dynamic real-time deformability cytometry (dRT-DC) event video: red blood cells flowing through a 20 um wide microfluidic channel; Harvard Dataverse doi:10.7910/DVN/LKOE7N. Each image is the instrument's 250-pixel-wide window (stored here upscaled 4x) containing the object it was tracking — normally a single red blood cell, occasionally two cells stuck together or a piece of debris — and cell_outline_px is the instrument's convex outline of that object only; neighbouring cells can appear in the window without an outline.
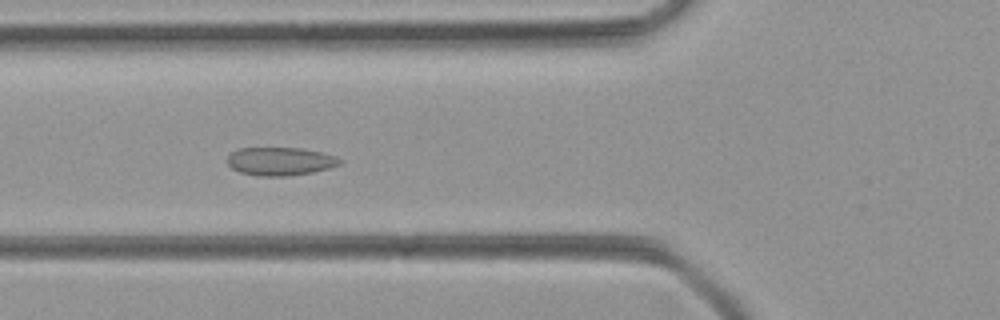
{"species": "common noctule bat (a hibernating species)", "species_latin": "Nyctalus noctula", "temperature_condition": "room temperature", "stored_images_in_passage": 37, "camera_frame_rate_fps": 3000, "um_per_image_px": 0.085, "animal": {"sex": "female", "body_mass_g": 21.9}, "frame": {"image": 1, "passage_image": 6, "time_ms": 1.667, "image_size_px": [1000, 320], "cell_outline_px": [[340, 164], [328, 168], [312, 172], [288, 176], [256, 176], [240, 172], [232, 168], [228, 164], [228, 156], [232, 152], [240, 148], [300, 148], [324, 152], [336, 156], [340, 160]], "centroid_in_image_um": [23.81, 13.71], "position_along_channel_um": 102.0, "area_um2": 18.44}}
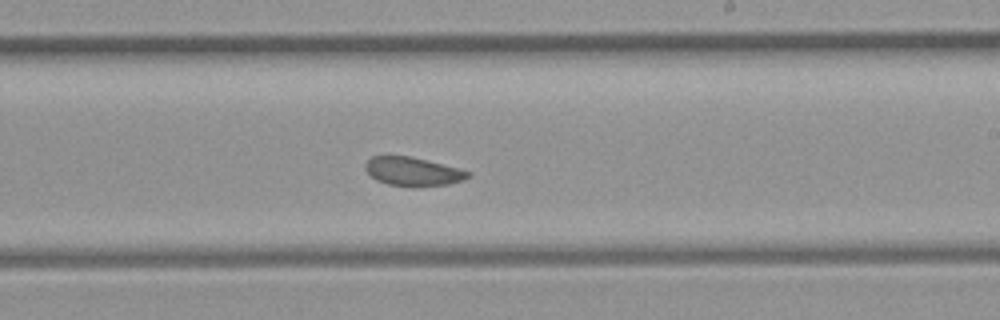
{"frame": {"image": 2, "passage_image": 17, "time_ms": 5.333, "image_size_px": [1000, 320], "cell_outline_px": [[472, 176], [464, 180], [448, 184], [412, 188], [388, 184], [376, 180], [364, 168], [364, 164], [372, 156], [388, 152], [412, 156], [472, 172]], "centroid_in_image_um": [35.05, 14.55], "position_along_channel_um": 253.9, "area_um2": 17.98}}
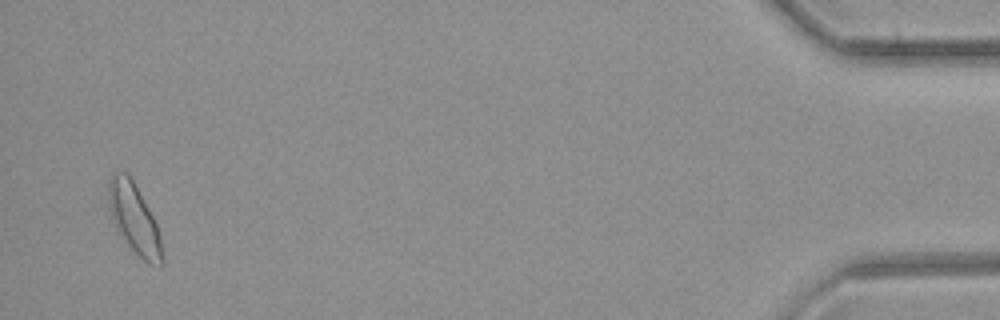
{"frame": {"image": 3, "passage_image": 36, "time_ms": 11.667, "image_size_px": [1000, 320], "cell_outline_px": [[164, 264], [160, 268], [148, 264], [128, 244], [116, 228], [112, 216], [108, 200], [108, 184], [112, 172], [116, 168], [124, 172], [132, 180], [148, 208], [156, 224], [160, 236], [164, 256]], "centroid_in_image_um": [11.42, 18.61], "position_along_channel_um": 423.8, "area_um2": 21.62}}